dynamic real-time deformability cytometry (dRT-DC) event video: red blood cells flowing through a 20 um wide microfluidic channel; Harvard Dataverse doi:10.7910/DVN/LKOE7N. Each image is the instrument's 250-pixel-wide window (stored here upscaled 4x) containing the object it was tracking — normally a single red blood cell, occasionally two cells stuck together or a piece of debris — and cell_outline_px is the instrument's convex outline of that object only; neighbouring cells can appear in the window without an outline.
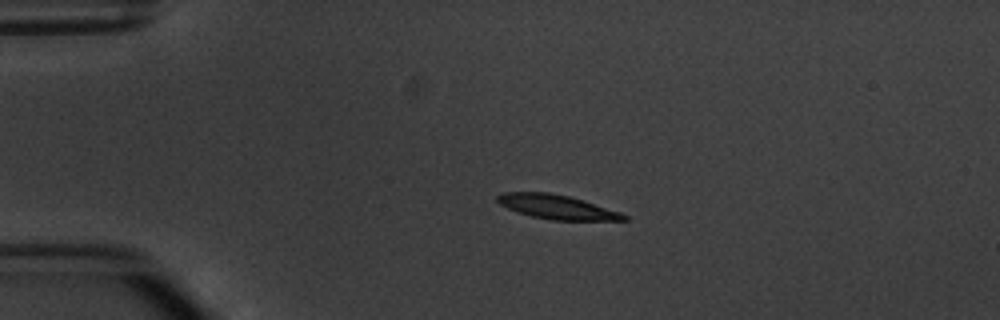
{"species": "common noctule bat (a hibernating species)", "species_latin": "Nyctalus noctula", "temperature_condition": "warm", "stored_images_in_passage": 4, "camera_frame_rate_fps": 3000, "um_per_image_px": 0.085, "animal": {"sex": "male", "body_mass_g": 20.1, "forearm_length_mm": 53.5}, "frame": {"image": 1, "passage_image": 3, "time_ms": 2.333, "image_size_px": [1000, 320], "cell_outline_px": [[628, 220], [552, 220], [532, 216], [516, 212], [500, 204], [496, 200], [496, 196], [500, 192], [548, 192], [568, 196], [620, 212], [628, 216]], "centroid_in_image_um": [47.28, 17.59], "position_along_channel_um": 37.7, "area_um2": 17.69}}